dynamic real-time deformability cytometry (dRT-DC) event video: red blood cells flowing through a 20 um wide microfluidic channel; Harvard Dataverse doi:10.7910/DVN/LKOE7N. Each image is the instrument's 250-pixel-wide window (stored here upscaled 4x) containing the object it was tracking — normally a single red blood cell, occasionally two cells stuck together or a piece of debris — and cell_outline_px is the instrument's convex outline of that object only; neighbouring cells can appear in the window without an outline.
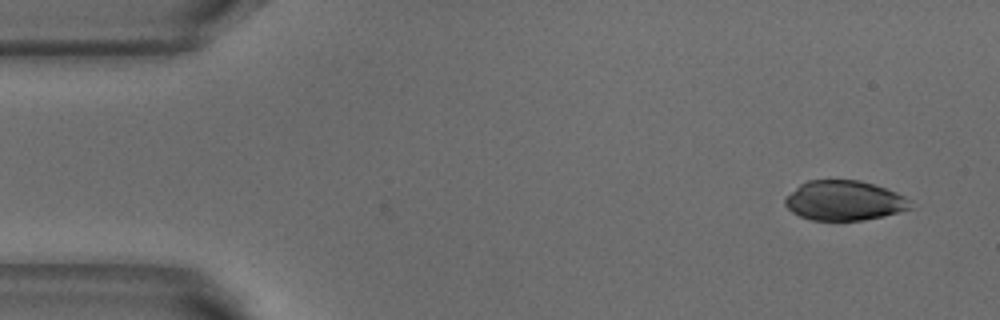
{"species": "common noctule bat (a hibernating species)", "species_latin": "Nyctalus noctula", "temperature_condition": "warm", "stored_images_in_passage": 4, "camera_frame_rate_fps": 3000, "um_per_image_px": 0.085, "animal": {"sex": "male", "body_mass_g": 18.8}, "frame": {"image": 1, "passage_image": 1, "time_ms": 0.0, "image_size_px": [1000, 320], "cell_outline_px": [[912, 208], [884, 216], [864, 220], [812, 220], [800, 216], [792, 212], [784, 204], [784, 200], [800, 184], [808, 180], [860, 180], [896, 192], [904, 196], [908, 200]], "centroid_in_image_um": [71.75, 17.05], "position_along_channel_um": 13.2, "area_um2": 28.78}}
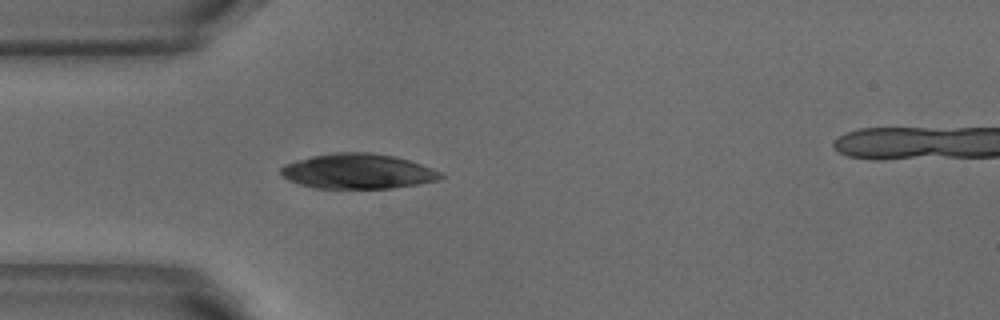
{"frame": {"image": 2, "passage_image": 4, "time_ms": 1.0, "image_size_px": [1000, 320], "cell_outline_px": [[444, 176], [440, 180], [392, 188], [312, 188], [288, 180], [280, 172], [280, 168], [284, 164], [296, 160], [312, 156], [336, 152], [372, 152], [396, 156], [444, 172]], "centroid_in_image_um": [30.43, 14.55], "position_along_channel_um": 54.6, "area_um2": 32.77}}